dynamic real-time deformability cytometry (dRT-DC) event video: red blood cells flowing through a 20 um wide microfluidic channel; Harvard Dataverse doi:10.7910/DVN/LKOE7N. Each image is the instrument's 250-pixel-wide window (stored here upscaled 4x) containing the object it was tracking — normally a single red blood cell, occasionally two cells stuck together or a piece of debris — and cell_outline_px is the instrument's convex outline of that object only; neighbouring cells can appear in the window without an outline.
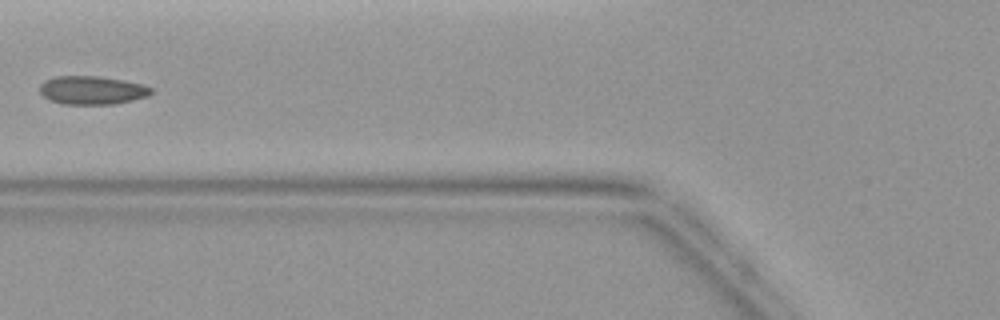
{"species": "common noctule bat (a hibernating species)", "species_latin": "Nyctalus noctula", "temperature_condition": "warm", "stored_images_in_passage": 5, "camera_frame_rate_fps": 3000, "um_per_image_px": 0.085, "animal": {"sex": "female", "body_mass_g": 19.9}, "frame": {"image": 1, "passage_image": 5, "time_ms": 5.0, "image_size_px": [1000, 320], "cell_outline_px": [[152, 92], [148, 96], [132, 100], [112, 104], [64, 104], [52, 100], [44, 96], [40, 92], [40, 84], [44, 80], [56, 76], [100, 76], [124, 80], [140, 84], [152, 88]], "centroid_in_image_um": [7.81, 7.66], "position_along_channel_um": 118.0, "area_um2": 18.32}}